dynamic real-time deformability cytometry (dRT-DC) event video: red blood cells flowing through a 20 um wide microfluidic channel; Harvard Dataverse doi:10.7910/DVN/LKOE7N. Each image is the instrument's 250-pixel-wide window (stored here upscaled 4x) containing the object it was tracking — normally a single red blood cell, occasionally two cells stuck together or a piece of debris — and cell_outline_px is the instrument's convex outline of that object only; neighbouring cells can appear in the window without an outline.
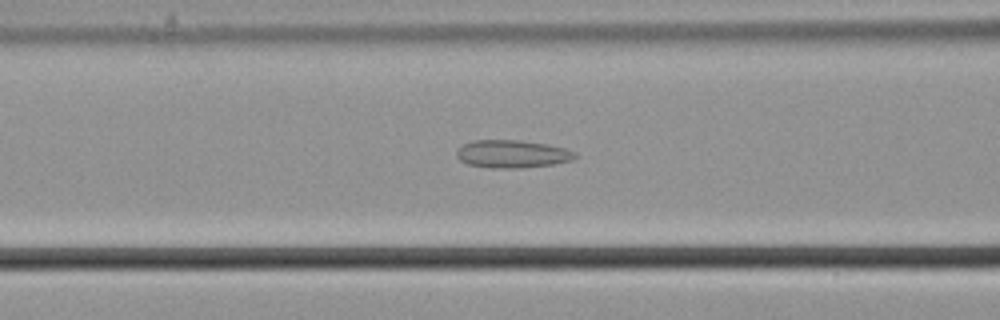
{"species": "common noctule bat (a hibernating species)", "species_latin": "Nyctalus noctula", "temperature_condition": "cold", "stored_images_in_passage": 57, "camera_frame_rate_fps": 3000, "um_per_image_px": 0.085, "animal": {"sex": "male", "body_mass_g": 21.5, "forearm_length_mm": 52.0}, "frame": {"image": 1, "passage_image": 24, "time_ms": 7.667, "image_size_px": [1000, 320], "cell_outline_px": [[576, 156], [572, 160], [552, 164], [520, 168], [488, 168], [468, 164], [460, 160], [456, 156], [456, 152], [464, 144], [472, 140], [520, 140], [548, 144], [564, 148], [576, 152]], "centroid_in_image_um": [43.53, 13.08], "position_along_channel_um": 123.1, "area_um2": 19.19}}
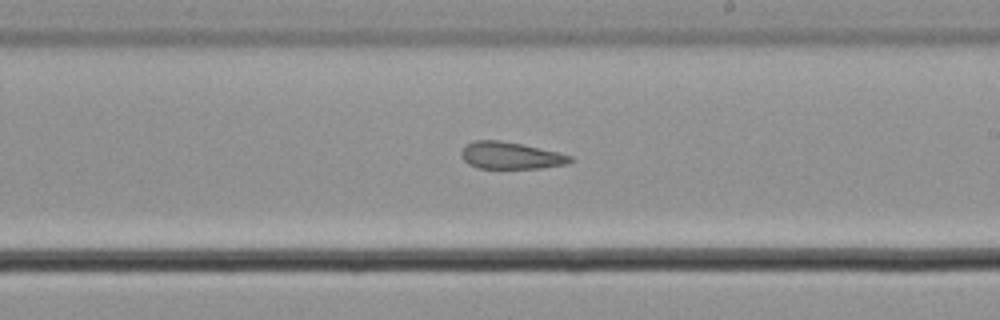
{"frame": {"image": 2, "passage_image": 34, "time_ms": 11.0, "image_size_px": [1000, 320], "cell_outline_px": [[572, 160], [568, 164], [540, 168], [476, 168], [468, 164], [460, 156], [460, 152], [468, 144], [476, 140], [500, 140], [520, 144], [556, 152], [572, 156]], "centroid_in_image_um": [43.37, 13.23], "position_along_channel_um": 245.6, "area_um2": 16.94}}
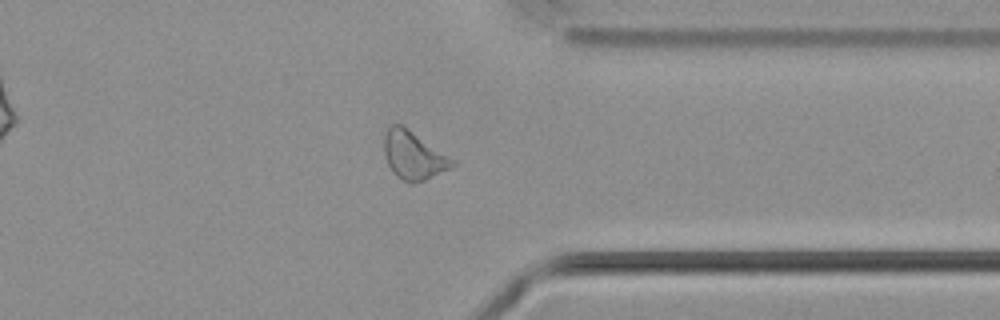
{"frame": {"image": 3, "passage_image": 45, "time_ms": 14.667, "image_size_px": [1000, 320], "cell_outline_px": [[456, 164], [424, 180], [412, 184], [400, 180], [392, 172], [388, 164], [384, 152], [384, 136], [388, 128], [392, 124], [400, 124], [456, 160]], "centroid_in_image_um": [35.12, 13.23], "position_along_channel_um": 376.3, "area_um2": 18.84}, "authors_computed_cell_mechanics": {"area_um2": 20.1722, "velocity_mm_per_s": 3.678, "shape_relaxation_time_tau1_ms": null, "shape_relaxation_time_tau2_ms": 2.5694, "deformation_change_tau1": null, "deformation_change_tau2": 0.114}}